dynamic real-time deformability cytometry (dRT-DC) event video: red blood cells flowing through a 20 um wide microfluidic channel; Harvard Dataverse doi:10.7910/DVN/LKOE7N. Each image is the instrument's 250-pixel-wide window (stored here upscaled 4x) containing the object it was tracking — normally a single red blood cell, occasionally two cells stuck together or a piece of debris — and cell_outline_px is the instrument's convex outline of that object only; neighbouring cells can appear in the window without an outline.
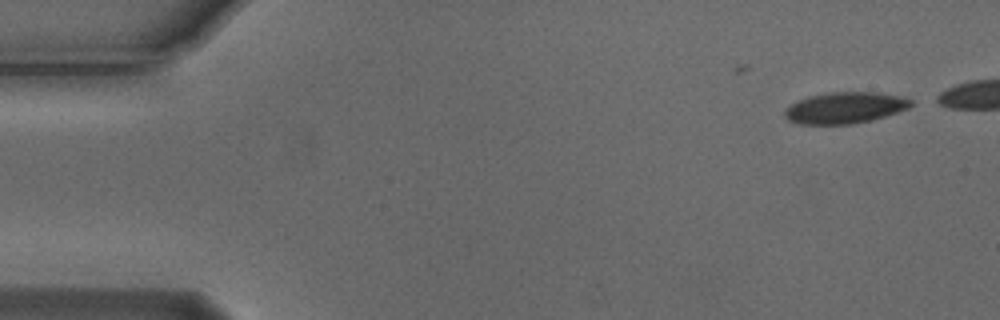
{"species": "Egyptian fruit bat (a non-hibernating species)", "species_latin": "Rousettus aegyptiacus", "temperature_condition": "cold", "stored_images_in_passage": 3, "camera_frame_rate_fps": 3000, "um_per_image_px": 0.085, "animal": {"sex": "male"}, "frame": {"image": 1, "passage_image": 3, "time_ms": 0.667, "image_size_px": [1000, 320], "cell_outline_px": [[912, 104], [908, 108], [872, 120], [852, 124], [800, 124], [788, 120], [784, 116], [784, 108], [800, 100], [812, 96], [828, 92], [876, 92], [904, 96], [912, 100]], "centroid_in_image_um": [71.83, 9.16], "position_along_channel_um": 13.2, "area_um2": 22.95}}